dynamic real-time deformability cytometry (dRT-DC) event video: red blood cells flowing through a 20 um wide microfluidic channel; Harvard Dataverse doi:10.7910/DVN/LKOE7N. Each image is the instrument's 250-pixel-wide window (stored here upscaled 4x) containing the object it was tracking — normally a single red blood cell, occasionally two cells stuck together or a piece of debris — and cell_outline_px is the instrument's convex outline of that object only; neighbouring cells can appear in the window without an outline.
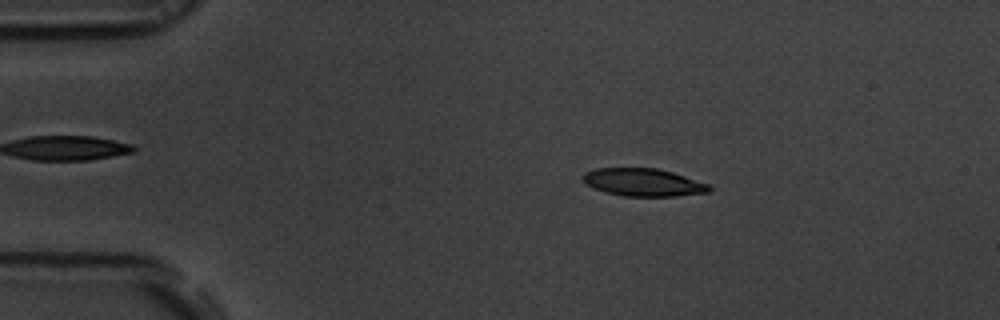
{"species": "common noctule bat (a hibernating species)", "species_latin": "Nyctalus noctula", "temperature_condition": "room temperature", "stored_images_in_passage": 55, "camera_frame_rate_fps": 3000, "um_per_image_px": 0.085, "animal": {"sex": "male", "body_mass_g": 19.5, "forearm_length_mm": 54.6}, "frame": {"image": 1, "passage_image": 10, "time_ms": 3.0, "image_size_px": [1000, 320], "cell_outline_px": [[712, 188], [708, 192], [676, 196], [624, 196], [604, 192], [584, 184], [580, 180], [580, 176], [584, 172], [596, 168], [656, 168], [672, 172], [708, 184]], "centroid_in_image_um": [54.59, 15.5], "position_along_channel_um": 30.4, "area_um2": 20.52}}
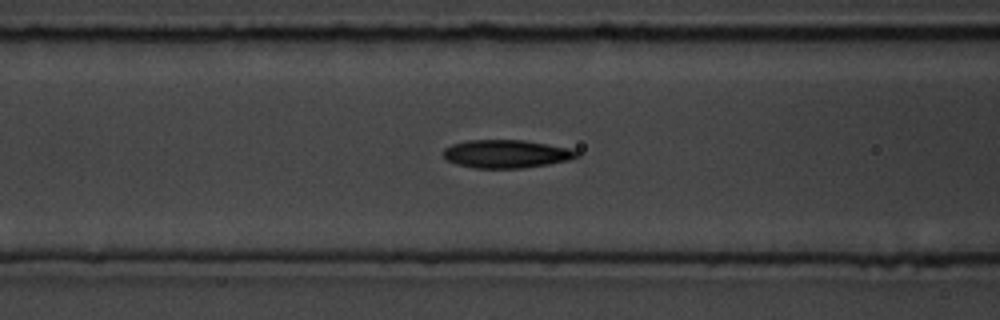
{"frame": {"image": 2, "passage_image": 22, "time_ms": 7.0, "image_size_px": [1000, 320], "cell_outline_px": [[580, 156], [568, 160], [548, 164], [524, 168], [476, 168], [456, 164], [448, 160], [444, 156], [444, 148], [452, 144], [468, 140], [524, 140], [572, 148], [580, 152]], "centroid_in_image_um": [43.08, 13.07], "position_along_channel_um": 123.5, "area_um2": 21.96}}
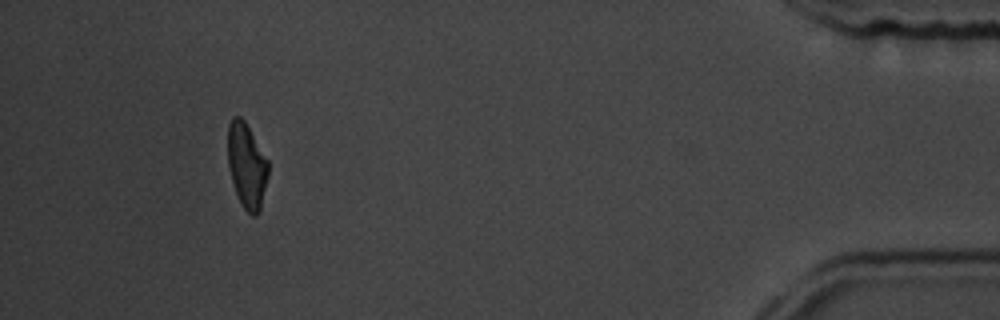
{"frame": {"image": 3, "passage_image": 51, "time_ms": 16.667, "image_size_px": [1000, 320], "cell_outline_px": [[268, 176], [260, 212], [256, 216], [252, 216], [244, 208], [236, 192], [232, 180], [228, 164], [228, 124], [232, 116], [240, 116], [244, 120], [268, 160]], "centroid_in_image_um": [20.98, 14.07], "position_along_channel_um": 414.2, "area_um2": 19.94}, "authors_computed_cell_mechanics": {"area_um2": 21.2126, "velocity_mm_per_s": 3.682, "shape_relaxation_time_tau1_ms": 4.5917, "shape_relaxation_time_tau2_ms": 3.6396, "deformation_change_tau1": 0.1455, "deformation_change_tau2": 0.1048}}